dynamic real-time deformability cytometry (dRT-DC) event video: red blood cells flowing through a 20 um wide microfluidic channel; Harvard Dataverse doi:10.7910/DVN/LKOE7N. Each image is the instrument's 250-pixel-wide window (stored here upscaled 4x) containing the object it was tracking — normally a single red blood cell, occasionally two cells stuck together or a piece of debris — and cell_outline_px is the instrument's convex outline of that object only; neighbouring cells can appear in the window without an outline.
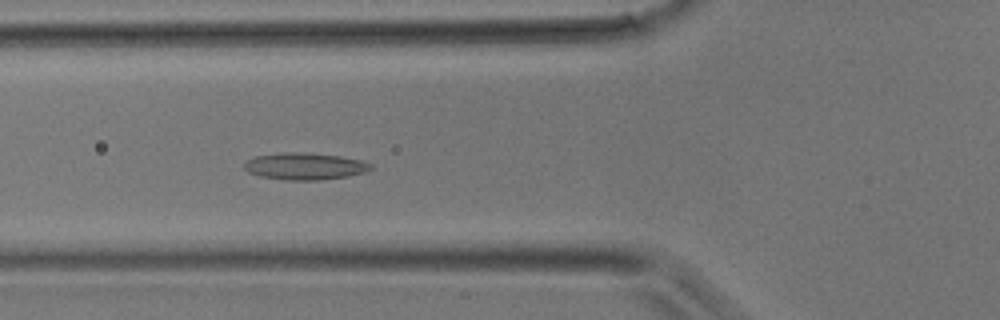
{"species": "common noctule bat (a hibernating species)", "species_latin": "Nyctalus noctula", "temperature_condition": "room temperature", "stored_images_in_passage": 29, "camera_frame_rate_fps": 3000, "um_per_image_px": 0.085, "animal": {"sex": "male", "body_mass_g": 17.9}, "frame": {"image": 1, "passage_image": 4, "time_ms": 1.0, "image_size_px": [1000, 320], "cell_outline_px": [[372, 168], [364, 172], [348, 176], [320, 180], [288, 180], [260, 176], [248, 172], [244, 168], [244, 164], [248, 160], [256, 156], [280, 152], [300, 152], [340, 156], [360, 160], [372, 164]], "centroid_in_image_um": [25.9, 14.13], "position_along_channel_um": 99.9, "area_um2": 19.71}}
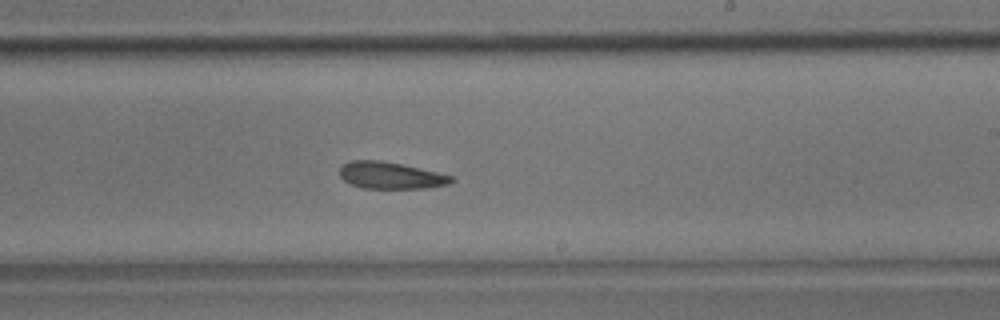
{"frame": {"image": 2, "passage_image": 13, "time_ms": 4.0, "image_size_px": [1000, 320], "cell_outline_px": [[452, 180], [448, 184], [428, 188], [364, 188], [352, 184], [344, 180], [340, 176], [340, 168], [344, 164], [352, 160], [380, 160], [420, 168], [452, 176]], "centroid_in_image_um": [33.18, 14.91], "position_along_channel_um": 255.8, "area_um2": 17.17}}
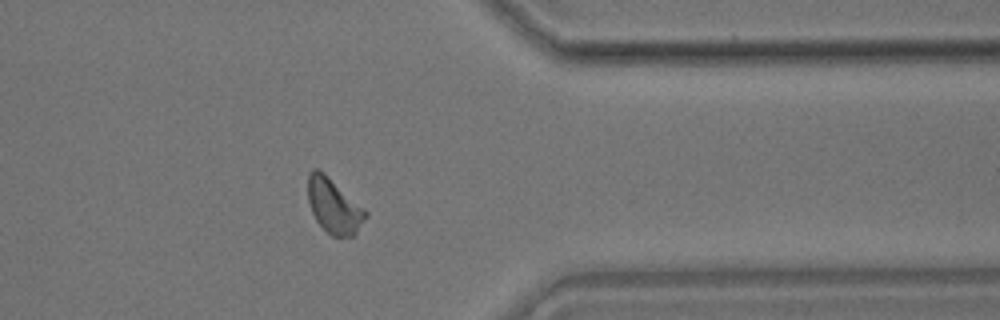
{"frame": {"image": 3, "passage_image": 21, "time_ms": 6.667, "image_size_px": [1000, 320], "cell_outline_px": [[368, 216], [356, 232], [352, 236], [332, 236], [316, 220], [312, 212], [308, 200], [308, 172], [312, 168], [316, 168], [324, 172], [364, 208], [368, 212]], "centroid_in_image_um": [28.37, 17.47], "position_along_channel_um": 383.0, "area_um2": 18.26}}